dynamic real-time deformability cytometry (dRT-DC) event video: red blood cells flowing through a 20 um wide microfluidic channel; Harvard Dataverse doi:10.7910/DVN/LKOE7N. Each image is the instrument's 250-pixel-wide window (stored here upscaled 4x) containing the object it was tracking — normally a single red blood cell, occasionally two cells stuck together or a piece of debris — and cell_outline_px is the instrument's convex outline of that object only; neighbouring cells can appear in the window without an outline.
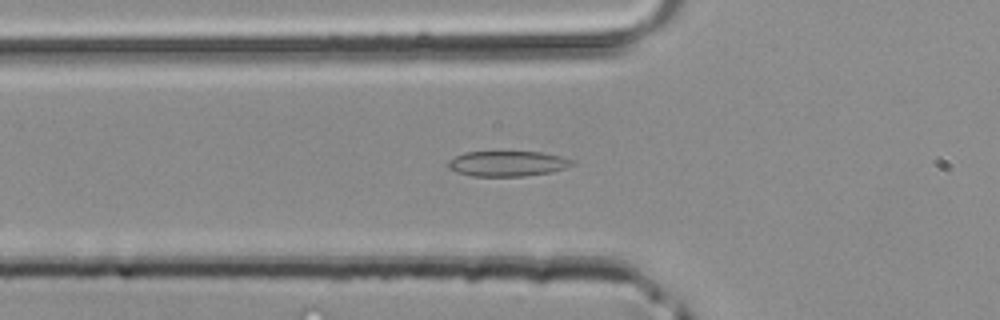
{"species": "common noctule bat (a hibernating species)", "species_latin": "Nyctalus noctula", "temperature_condition": "room temperature", "stored_images_in_passage": 27, "camera_frame_rate_fps": 3000, "um_per_image_px": 0.085, "animal": {"sex": "male", "body_mass_g": 20.4}, "frame": {"image": 1, "passage_image": 2, "time_ms": 0.333, "image_size_px": [1000, 320], "cell_outline_px": [[572, 164], [564, 168], [548, 172], [524, 176], [472, 176], [456, 172], [448, 168], [448, 160], [464, 152], [540, 152], [560, 156], [572, 160]], "centroid_in_image_um": [43.06, 13.91], "position_along_channel_um": 82.7, "area_um2": 18.03}}
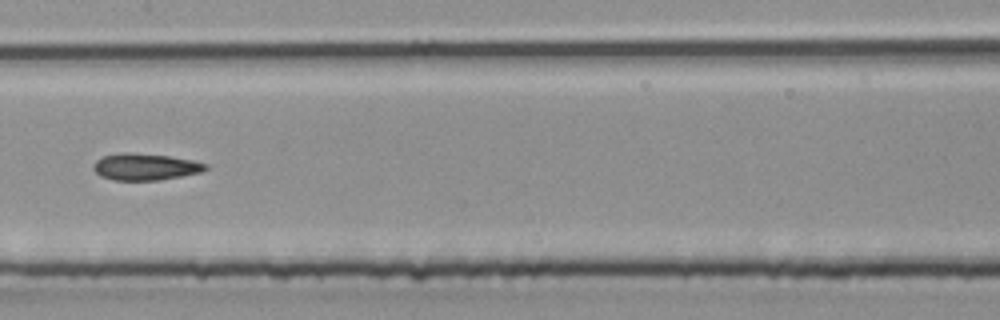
{"frame": {"image": 2, "passage_image": 9, "time_ms": 2.667, "image_size_px": [1000, 320], "cell_outline_px": [[208, 168], [200, 172], [160, 180], [112, 180], [100, 176], [92, 168], [96, 160], [104, 156], [124, 152], [168, 156], [192, 160], [208, 164]], "centroid_in_image_um": [12.33, 14.18], "position_along_channel_um": 195.1, "area_um2": 17.28}}
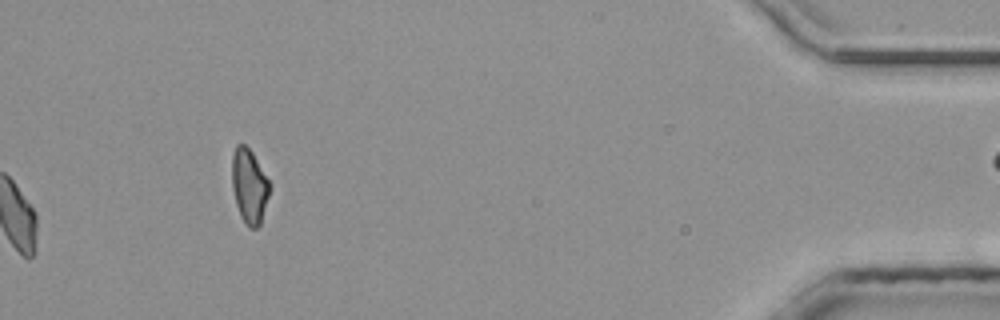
{"frame": {"image": 3, "passage_image": 27, "time_ms": 8.667, "image_size_px": [1000, 320], "cell_outline_px": [[272, 184], [260, 224], [256, 228], [248, 228], [244, 224], [240, 216], [236, 204], [232, 188], [232, 156], [236, 144], [244, 144], [252, 152]], "centroid_in_image_um": [21.19, 15.82], "position_along_channel_um": 414.0, "area_um2": 16.53}}